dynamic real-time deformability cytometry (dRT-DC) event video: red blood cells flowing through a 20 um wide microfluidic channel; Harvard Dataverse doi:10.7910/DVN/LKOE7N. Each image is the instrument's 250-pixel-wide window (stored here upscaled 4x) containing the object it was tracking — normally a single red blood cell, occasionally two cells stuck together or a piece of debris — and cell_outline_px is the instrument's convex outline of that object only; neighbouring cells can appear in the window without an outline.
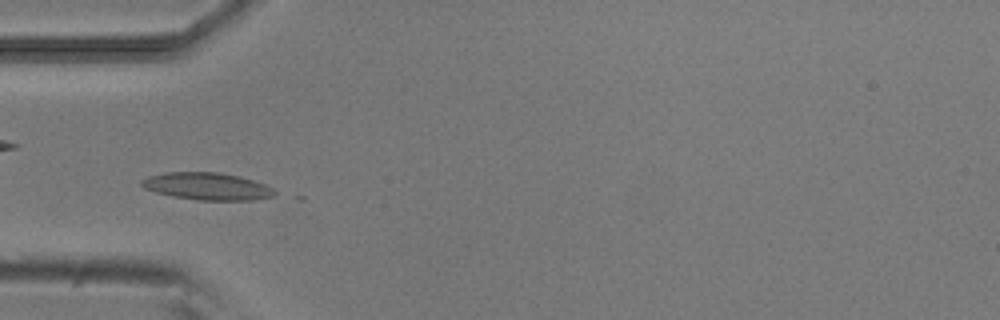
{"species": "common noctule bat (a hibernating species)", "species_latin": "Nyctalus noctula", "temperature_condition": "room temperature", "stored_images_in_passage": 30, "camera_frame_rate_fps": 3000, "um_per_image_px": 0.085, "animal": {"sex": "male", "body_mass_g": 20.5, "forearm_length_mm": 52.5}, "frame": {"image": 1, "passage_image": 5, "time_ms": 1.333, "image_size_px": [1000, 320], "cell_outline_px": [[276, 196], [252, 200], [196, 200], [172, 196], [156, 192], [144, 188], [140, 184], [140, 180], [148, 176], [164, 172], [216, 172], [240, 176], [264, 184], [272, 188], [276, 192]], "centroid_in_image_um": [17.59, 15.83], "position_along_channel_um": 67.4, "area_um2": 21.21}}
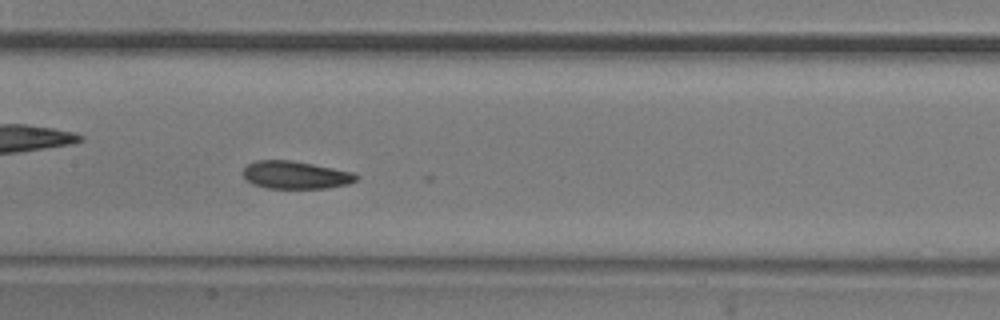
{"frame": {"image": 2, "passage_image": 14, "time_ms": 4.333, "image_size_px": [1000, 320], "cell_outline_px": [[360, 176], [356, 180], [348, 184], [324, 188], [264, 188], [252, 184], [244, 180], [244, 168], [248, 164], [256, 160], [292, 160], [352, 172]], "centroid_in_image_um": [25.08, 14.88], "position_along_channel_um": 182.3, "area_um2": 18.26}}
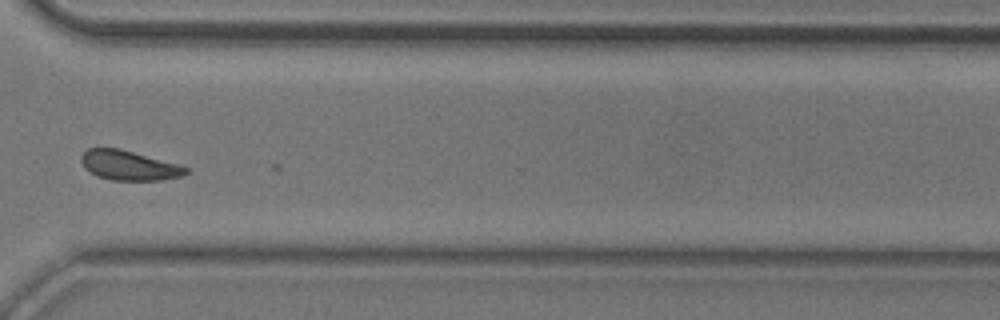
{"frame": {"image": 3, "passage_image": 28, "time_ms": 9.0, "image_size_px": [1000, 320], "cell_outline_px": [[192, 168], [188, 172], [180, 176], [160, 180], [112, 180], [96, 176], [84, 168], [80, 160], [80, 156], [88, 148], [120, 148], [180, 164]], "centroid_in_image_um": [10.97, 14.05], "position_along_channel_um": 359.6, "area_um2": 18.32}, "authors_computed_cell_mechanics": {"area_um2": 18.5538, "velocity_mm_per_s": 3.8139, "shape_relaxation_time_tau1_ms": null, "shape_relaxation_time_tau2_ms": 1.6435, "deformation_change_tau1": null, "deformation_change_tau2": 0.0608}}